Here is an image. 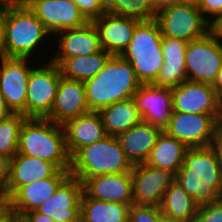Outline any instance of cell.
Listing matches in <instances>:
<instances>
[{
    "instance_id": "obj_22",
    "label": "cell",
    "mask_w": 222,
    "mask_h": 222,
    "mask_svg": "<svg viewBox=\"0 0 222 222\" xmlns=\"http://www.w3.org/2000/svg\"><path fill=\"white\" fill-rule=\"evenodd\" d=\"M58 34L60 35L58 37ZM57 53L52 59H67L76 56H86L100 51L101 44L99 33L93 24L88 22L85 26L75 29H67L56 33ZM59 40V41H58Z\"/></svg>"
},
{
    "instance_id": "obj_47",
    "label": "cell",
    "mask_w": 222,
    "mask_h": 222,
    "mask_svg": "<svg viewBox=\"0 0 222 222\" xmlns=\"http://www.w3.org/2000/svg\"><path fill=\"white\" fill-rule=\"evenodd\" d=\"M218 123L222 128V93L218 95Z\"/></svg>"
},
{
    "instance_id": "obj_23",
    "label": "cell",
    "mask_w": 222,
    "mask_h": 222,
    "mask_svg": "<svg viewBox=\"0 0 222 222\" xmlns=\"http://www.w3.org/2000/svg\"><path fill=\"white\" fill-rule=\"evenodd\" d=\"M59 170L54 163L17 153L10 159L8 199L21 186L52 177Z\"/></svg>"
},
{
    "instance_id": "obj_1",
    "label": "cell",
    "mask_w": 222,
    "mask_h": 222,
    "mask_svg": "<svg viewBox=\"0 0 222 222\" xmlns=\"http://www.w3.org/2000/svg\"><path fill=\"white\" fill-rule=\"evenodd\" d=\"M175 176L199 207L222 198V173L211 146L188 148Z\"/></svg>"
},
{
    "instance_id": "obj_31",
    "label": "cell",
    "mask_w": 222,
    "mask_h": 222,
    "mask_svg": "<svg viewBox=\"0 0 222 222\" xmlns=\"http://www.w3.org/2000/svg\"><path fill=\"white\" fill-rule=\"evenodd\" d=\"M105 12L134 18L139 21H151L156 18L157 10L150 0H103Z\"/></svg>"
},
{
    "instance_id": "obj_6",
    "label": "cell",
    "mask_w": 222,
    "mask_h": 222,
    "mask_svg": "<svg viewBox=\"0 0 222 222\" xmlns=\"http://www.w3.org/2000/svg\"><path fill=\"white\" fill-rule=\"evenodd\" d=\"M48 35L52 36L29 7L5 9L6 57L31 59Z\"/></svg>"
},
{
    "instance_id": "obj_49",
    "label": "cell",
    "mask_w": 222,
    "mask_h": 222,
    "mask_svg": "<svg viewBox=\"0 0 222 222\" xmlns=\"http://www.w3.org/2000/svg\"><path fill=\"white\" fill-rule=\"evenodd\" d=\"M176 2L193 5L195 7H199L200 4V0H176Z\"/></svg>"
},
{
    "instance_id": "obj_48",
    "label": "cell",
    "mask_w": 222,
    "mask_h": 222,
    "mask_svg": "<svg viewBox=\"0 0 222 222\" xmlns=\"http://www.w3.org/2000/svg\"><path fill=\"white\" fill-rule=\"evenodd\" d=\"M8 204L5 193L0 189V211Z\"/></svg>"
},
{
    "instance_id": "obj_7",
    "label": "cell",
    "mask_w": 222,
    "mask_h": 222,
    "mask_svg": "<svg viewBox=\"0 0 222 222\" xmlns=\"http://www.w3.org/2000/svg\"><path fill=\"white\" fill-rule=\"evenodd\" d=\"M155 20L162 36L188 43L210 31V23L203 17L201 10L184 3L173 2L162 7L157 10Z\"/></svg>"
},
{
    "instance_id": "obj_5",
    "label": "cell",
    "mask_w": 222,
    "mask_h": 222,
    "mask_svg": "<svg viewBox=\"0 0 222 222\" xmlns=\"http://www.w3.org/2000/svg\"><path fill=\"white\" fill-rule=\"evenodd\" d=\"M162 34L158 22L141 21L122 57L133 67L141 84H153L161 71L164 56Z\"/></svg>"
},
{
    "instance_id": "obj_24",
    "label": "cell",
    "mask_w": 222,
    "mask_h": 222,
    "mask_svg": "<svg viewBox=\"0 0 222 222\" xmlns=\"http://www.w3.org/2000/svg\"><path fill=\"white\" fill-rule=\"evenodd\" d=\"M188 42L162 36L161 47L164 63L153 85L173 88L187 80L185 51Z\"/></svg>"
},
{
    "instance_id": "obj_14",
    "label": "cell",
    "mask_w": 222,
    "mask_h": 222,
    "mask_svg": "<svg viewBox=\"0 0 222 222\" xmlns=\"http://www.w3.org/2000/svg\"><path fill=\"white\" fill-rule=\"evenodd\" d=\"M82 194V182L69 175L36 211L55 222H80Z\"/></svg>"
},
{
    "instance_id": "obj_13",
    "label": "cell",
    "mask_w": 222,
    "mask_h": 222,
    "mask_svg": "<svg viewBox=\"0 0 222 222\" xmlns=\"http://www.w3.org/2000/svg\"><path fill=\"white\" fill-rule=\"evenodd\" d=\"M28 7L50 34L80 28L89 22L73 0H30Z\"/></svg>"
},
{
    "instance_id": "obj_4",
    "label": "cell",
    "mask_w": 222,
    "mask_h": 222,
    "mask_svg": "<svg viewBox=\"0 0 222 222\" xmlns=\"http://www.w3.org/2000/svg\"><path fill=\"white\" fill-rule=\"evenodd\" d=\"M132 168L117 137L107 135L81 148L71 158L69 172L83 183L89 177L131 172Z\"/></svg>"
},
{
    "instance_id": "obj_32",
    "label": "cell",
    "mask_w": 222,
    "mask_h": 222,
    "mask_svg": "<svg viewBox=\"0 0 222 222\" xmlns=\"http://www.w3.org/2000/svg\"><path fill=\"white\" fill-rule=\"evenodd\" d=\"M26 117L13 113L0 121V156L12 159L18 152L19 131Z\"/></svg>"
},
{
    "instance_id": "obj_39",
    "label": "cell",
    "mask_w": 222,
    "mask_h": 222,
    "mask_svg": "<svg viewBox=\"0 0 222 222\" xmlns=\"http://www.w3.org/2000/svg\"><path fill=\"white\" fill-rule=\"evenodd\" d=\"M216 153L218 165L222 173V128L219 130L215 140L210 145Z\"/></svg>"
},
{
    "instance_id": "obj_43",
    "label": "cell",
    "mask_w": 222,
    "mask_h": 222,
    "mask_svg": "<svg viewBox=\"0 0 222 222\" xmlns=\"http://www.w3.org/2000/svg\"><path fill=\"white\" fill-rule=\"evenodd\" d=\"M30 0H0V8L28 7Z\"/></svg>"
},
{
    "instance_id": "obj_26",
    "label": "cell",
    "mask_w": 222,
    "mask_h": 222,
    "mask_svg": "<svg viewBox=\"0 0 222 222\" xmlns=\"http://www.w3.org/2000/svg\"><path fill=\"white\" fill-rule=\"evenodd\" d=\"M188 148L183 142L162 131L145 163L176 175L183 165L184 154Z\"/></svg>"
},
{
    "instance_id": "obj_37",
    "label": "cell",
    "mask_w": 222,
    "mask_h": 222,
    "mask_svg": "<svg viewBox=\"0 0 222 222\" xmlns=\"http://www.w3.org/2000/svg\"><path fill=\"white\" fill-rule=\"evenodd\" d=\"M10 171V159L0 156V189L5 193L8 200V182Z\"/></svg>"
},
{
    "instance_id": "obj_41",
    "label": "cell",
    "mask_w": 222,
    "mask_h": 222,
    "mask_svg": "<svg viewBox=\"0 0 222 222\" xmlns=\"http://www.w3.org/2000/svg\"><path fill=\"white\" fill-rule=\"evenodd\" d=\"M210 32L222 40V13L210 22Z\"/></svg>"
},
{
    "instance_id": "obj_34",
    "label": "cell",
    "mask_w": 222,
    "mask_h": 222,
    "mask_svg": "<svg viewBox=\"0 0 222 222\" xmlns=\"http://www.w3.org/2000/svg\"><path fill=\"white\" fill-rule=\"evenodd\" d=\"M195 222H222V198L217 202L198 207Z\"/></svg>"
},
{
    "instance_id": "obj_40",
    "label": "cell",
    "mask_w": 222,
    "mask_h": 222,
    "mask_svg": "<svg viewBox=\"0 0 222 222\" xmlns=\"http://www.w3.org/2000/svg\"><path fill=\"white\" fill-rule=\"evenodd\" d=\"M4 24H5V9H0V59L6 57Z\"/></svg>"
},
{
    "instance_id": "obj_27",
    "label": "cell",
    "mask_w": 222,
    "mask_h": 222,
    "mask_svg": "<svg viewBox=\"0 0 222 222\" xmlns=\"http://www.w3.org/2000/svg\"><path fill=\"white\" fill-rule=\"evenodd\" d=\"M110 56L109 52L101 49L91 55L50 59V61L59 66L62 77L84 82L93 78L104 67Z\"/></svg>"
},
{
    "instance_id": "obj_11",
    "label": "cell",
    "mask_w": 222,
    "mask_h": 222,
    "mask_svg": "<svg viewBox=\"0 0 222 222\" xmlns=\"http://www.w3.org/2000/svg\"><path fill=\"white\" fill-rule=\"evenodd\" d=\"M28 60L17 57L0 59V94L13 113L24 116L28 78L32 69L28 66Z\"/></svg>"
},
{
    "instance_id": "obj_16",
    "label": "cell",
    "mask_w": 222,
    "mask_h": 222,
    "mask_svg": "<svg viewBox=\"0 0 222 222\" xmlns=\"http://www.w3.org/2000/svg\"><path fill=\"white\" fill-rule=\"evenodd\" d=\"M171 90L173 111L218 115V95L212 85L186 80Z\"/></svg>"
},
{
    "instance_id": "obj_2",
    "label": "cell",
    "mask_w": 222,
    "mask_h": 222,
    "mask_svg": "<svg viewBox=\"0 0 222 222\" xmlns=\"http://www.w3.org/2000/svg\"><path fill=\"white\" fill-rule=\"evenodd\" d=\"M86 103L90 111H100L115 102L133 98L142 85L132 65L121 55H111L104 67L84 81Z\"/></svg>"
},
{
    "instance_id": "obj_42",
    "label": "cell",
    "mask_w": 222,
    "mask_h": 222,
    "mask_svg": "<svg viewBox=\"0 0 222 222\" xmlns=\"http://www.w3.org/2000/svg\"><path fill=\"white\" fill-rule=\"evenodd\" d=\"M17 220L18 216L8 204L0 211V222H17Z\"/></svg>"
},
{
    "instance_id": "obj_51",
    "label": "cell",
    "mask_w": 222,
    "mask_h": 222,
    "mask_svg": "<svg viewBox=\"0 0 222 222\" xmlns=\"http://www.w3.org/2000/svg\"><path fill=\"white\" fill-rule=\"evenodd\" d=\"M17 222H23L20 218H18Z\"/></svg>"
},
{
    "instance_id": "obj_46",
    "label": "cell",
    "mask_w": 222,
    "mask_h": 222,
    "mask_svg": "<svg viewBox=\"0 0 222 222\" xmlns=\"http://www.w3.org/2000/svg\"><path fill=\"white\" fill-rule=\"evenodd\" d=\"M150 2L156 10H159L164 6H167L173 2H176V0H150Z\"/></svg>"
},
{
    "instance_id": "obj_10",
    "label": "cell",
    "mask_w": 222,
    "mask_h": 222,
    "mask_svg": "<svg viewBox=\"0 0 222 222\" xmlns=\"http://www.w3.org/2000/svg\"><path fill=\"white\" fill-rule=\"evenodd\" d=\"M220 129L218 115L173 111L163 131L187 147L195 148L210 146Z\"/></svg>"
},
{
    "instance_id": "obj_20",
    "label": "cell",
    "mask_w": 222,
    "mask_h": 222,
    "mask_svg": "<svg viewBox=\"0 0 222 222\" xmlns=\"http://www.w3.org/2000/svg\"><path fill=\"white\" fill-rule=\"evenodd\" d=\"M82 186L89 198L121 204L133 203L131 172L89 177Z\"/></svg>"
},
{
    "instance_id": "obj_45",
    "label": "cell",
    "mask_w": 222,
    "mask_h": 222,
    "mask_svg": "<svg viewBox=\"0 0 222 222\" xmlns=\"http://www.w3.org/2000/svg\"><path fill=\"white\" fill-rule=\"evenodd\" d=\"M212 87L214 88L217 95L222 93V65L218 71L216 80L214 81Z\"/></svg>"
},
{
    "instance_id": "obj_17",
    "label": "cell",
    "mask_w": 222,
    "mask_h": 222,
    "mask_svg": "<svg viewBox=\"0 0 222 222\" xmlns=\"http://www.w3.org/2000/svg\"><path fill=\"white\" fill-rule=\"evenodd\" d=\"M92 22L99 33L101 48L111 55L120 56L127 49L135 27L141 21L104 12Z\"/></svg>"
},
{
    "instance_id": "obj_36",
    "label": "cell",
    "mask_w": 222,
    "mask_h": 222,
    "mask_svg": "<svg viewBox=\"0 0 222 222\" xmlns=\"http://www.w3.org/2000/svg\"><path fill=\"white\" fill-rule=\"evenodd\" d=\"M198 8L201 10L203 17L210 23L222 13V0H200Z\"/></svg>"
},
{
    "instance_id": "obj_18",
    "label": "cell",
    "mask_w": 222,
    "mask_h": 222,
    "mask_svg": "<svg viewBox=\"0 0 222 222\" xmlns=\"http://www.w3.org/2000/svg\"><path fill=\"white\" fill-rule=\"evenodd\" d=\"M70 175L69 170H59L54 176L21 186L9 199L8 205L18 218L37 210L50 198L59 185Z\"/></svg>"
},
{
    "instance_id": "obj_12",
    "label": "cell",
    "mask_w": 222,
    "mask_h": 222,
    "mask_svg": "<svg viewBox=\"0 0 222 222\" xmlns=\"http://www.w3.org/2000/svg\"><path fill=\"white\" fill-rule=\"evenodd\" d=\"M131 178L133 204L160 206L164 192L176 176L170 171L142 163L133 165Z\"/></svg>"
},
{
    "instance_id": "obj_33",
    "label": "cell",
    "mask_w": 222,
    "mask_h": 222,
    "mask_svg": "<svg viewBox=\"0 0 222 222\" xmlns=\"http://www.w3.org/2000/svg\"><path fill=\"white\" fill-rule=\"evenodd\" d=\"M162 214L160 206L131 204L128 222H157Z\"/></svg>"
},
{
    "instance_id": "obj_35",
    "label": "cell",
    "mask_w": 222,
    "mask_h": 222,
    "mask_svg": "<svg viewBox=\"0 0 222 222\" xmlns=\"http://www.w3.org/2000/svg\"><path fill=\"white\" fill-rule=\"evenodd\" d=\"M79 7L81 13L85 18L92 22L94 19L99 18L104 12L105 7L103 0H73Z\"/></svg>"
},
{
    "instance_id": "obj_25",
    "label": "cell",
    "mask_w": 222,
    "mask_h": 222,
    "mask_svg": "<svg viewBox=\"0 0 222 222\" xmlns=\"http://www.w3.org/2000/svg\"><path fill=\"white\" fill-rule=\"evenodd\" d=\"M163 130L141 121L116 137L132 165L145 163Z\"/></svg>"
},
{
    "instance_id": "obj_3",
    "label": "cell",
    "mask_w": 222,
    "mask_h": 222,
    "mask_svg": "<svg viewBox=\"0 0 222 222\" xmlns=\"http://www.w3.org/2000/svg\"><path fill=\"white\" fill-rule=\"evenodd\" d=\"M54 163L69 170L71 157L66 147L62 125L46 118H26L19 131L18 152Z\"/></svg>"
},
{
    "instance_id": "obj_44",
    "label": "cell",
    "mask_w": 222,
    "mask_h": 222,
    "mask_svg": "<svg viewBox=\"0 0 222 222\" xmlns=\"http://www.w3.org/2000/svg\"><path fill=\"white\" fill-rule=\"evenodd\" d=\"M13 112L11 109L8 107L6 100L4 97L0 94V121L8 118L11 116Z\"/></svg>"
},
{
    "instance_id": "obj_21",
    "label": "cell",
    "mask_w": 222,
    "mask_h": 222,
    "mask_svg": "<svg viewBox=\"0 0 222 222\" xmlns=\"http://www.w3.org/2000/svg\"><path fill=\"white\" fill-rule=\"evenodd\" d=\"M62 127L65 133L66 147L71 158L81 148L107 136L98 111H88L69 119Z\"/></svg>"
},
{
    "instance_id": "obj_15",
    "label": "cell",
    "mask_w": 222,
    "mask_h": 222,
    "mask_svg": "<svg viewBox=\"0 0 222 222\" xmlns=\"http://www.w3.org/2000/svg\"><path fill=\"white\" fill-rule=\"evenodd\" d=\"M142 121L164 130L173 112L172 90L153 84H142L133 95Z\"/></svg>"
},
{
    "instance_id": "obj_28",
    "label": "cell",
    "mask_w": 222,
    "mask_h": 222,
    "mask_svg": "<svg viewBox=\"0 0 222 222\" xmlns=\"http://www.w3.org/2000/svg\"><path fill=\"white\" fill-rule=\"evenodd\" d=\"M99 113L106 134L111 136H117L142 121L133 98L115 102Z\"/></svg>"
},
{
    "instance_id": "obj_38",
    "label": "cell",
    "mask_w": 222,
    "mask_h": 222,
    "mask_svg": "<svg viewBox=\"0 0 222 222\" xmlns=\"http://www.w3.org/2000/svg\"><path fill=\"white\" fill-rule=\"evenodd\" d=\"M20 219L23 222H55L50 217L46 216L45 214L39 213L36 210L24 214Z\"/></svg>"
},
{
    "instance_id": "obj_9",
    "label": "cell",
    "mask_w": 222,
    "mask_h": 222,
    "mask_svg": "<svg viewBox=\"0 0 222 222\" xmlns=\"http://www.w3.org/2000/svg\"><path fill=\"white\" fill-rule=\"evenodd\" d=\"M40 67L37 65L35 68L32 67L28 78L25 103L26 118H46L51 113L62 77L59 66L52 61L48 60Z\"/></svg>"
},
{
    "instance_id": "obj_29",
    "label": "cell",
    "mask_w": 222,
    "mask_h": 222,
    "mask_svg": "<svg viewBox=\"0 0 222 222\" xmlns=\"http://www.w3.org/2000/svg\"><path fill=\"white\" fill-rule=\"evenodd\" d=\"M130 205L89 198L83 192L80 222H128Z\"/></svg>"
},
{
    "instance_id": "obj_8",
    "label": "cell",
    "mask_w": 222,
    "mask_h": 222,
    "mask_svg": "<svg viewBox=\"0 0 222 222\" xmlns=\"http://www.w3.org/2000/svg\"><path fill=\"white\" fill-rule=\"evenodd\" d=\"M222 65V41L210 31L188 43L185 51L187 80L213 85Z\"/></svg>"
},
{
    "instance_id": "obj_30",
    "label": "cell",
    "mask_w": 222,
    "mask_h": 222,
    "mask_svg": "<svg viewBox=\"0 0 222 222\" xmlns=\"http://www.w3.org/2000/svg\"><path fill=\"white\" fill-rule=\"evenodd\" d=\"M198 207L176 180L164 192L160 205L162 214L178 222H195Z\"/></svg>"
},
{
    "instance_id": "obj_19",
    "label": "cell",
    "mask_w": 222,
    "mask_h": 222,
    "mask_svg": "<svg viewBox=\"0 0 222 222\" xmlns=\"http://www.w3.org/2000/svg\"><path fill=\"white\" fill-rule=\"evenodd\" d=\"M88 111L84 82L61 77L51 113L46 119L63 125Z\"/></svg>"
},
{
    "instance_id": "obj_50",
    "label": "cell",
    "mask_w": 222,
    "mask_h": 222,
    "mask_svg": "<svg viewBox=\"0 0 222 222\" xmlns=\"http://www.w3.org/2000/svg\"><path fill=\"white\" fill-rule=\"evenodd\" d=\"M157 222H178L177 220H174L172 217H169L165 214H161L157 220Z\"/></svg>"
}]
</instances>
